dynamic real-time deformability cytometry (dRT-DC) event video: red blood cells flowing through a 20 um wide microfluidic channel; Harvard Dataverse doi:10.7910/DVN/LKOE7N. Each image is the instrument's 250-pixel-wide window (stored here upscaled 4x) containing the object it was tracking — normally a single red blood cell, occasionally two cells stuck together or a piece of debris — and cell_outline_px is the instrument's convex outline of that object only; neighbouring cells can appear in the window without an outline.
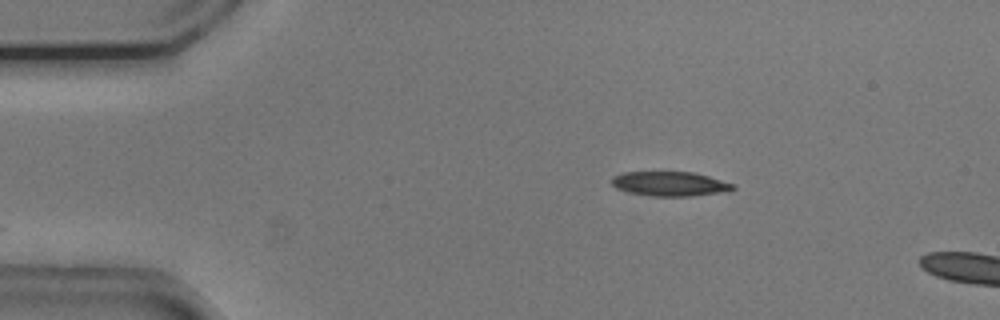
{"species": "common noctule bat (a hibernating species)", "species_latin": "Nyctalus noctula", "temperature_condition": "cold", "stored_images_in_passage": 7, "camera_frame_rate_fps": 3000, "um_per_image_px": 0.085, "animal": {"sex": "male", "body_mass_g": 20.5, "forearm_length_mm": 52.5}, "frame": {"image": 1, "passage_image": 1, "time_ms": 0.0, "image_size_px": [1000, 320], "cell_outline_px": [[736, 188], [732, 192], [692, 196], [656, 196], [628, 192], [616, 188], [608, 180], [612, 176], [624, 172], [692, 172], [708, 176], [732, 184]], "centroid_in_image_um": [56.94, 15.63], "position_along_channel_um": 28.1, "area_um2": 17.46}}